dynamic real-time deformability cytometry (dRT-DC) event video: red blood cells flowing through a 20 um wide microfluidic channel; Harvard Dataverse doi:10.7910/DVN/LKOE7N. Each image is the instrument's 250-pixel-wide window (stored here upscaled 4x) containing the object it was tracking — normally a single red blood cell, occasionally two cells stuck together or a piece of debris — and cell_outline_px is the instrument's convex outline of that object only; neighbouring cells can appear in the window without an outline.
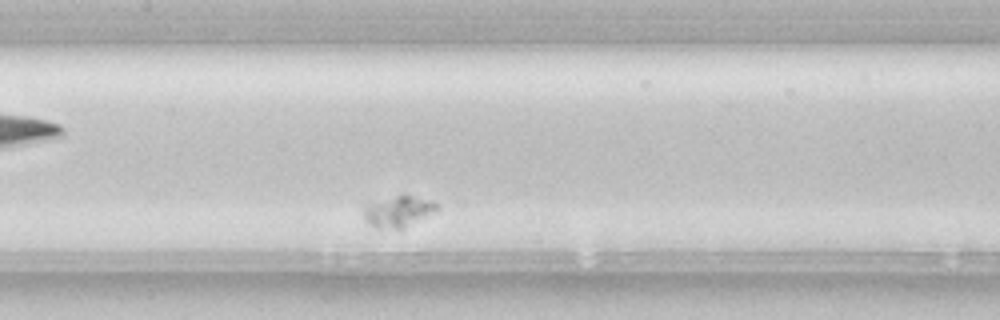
{"species": "common noctule bat (a hibernating species)", "species_latin": "Nyctalus noctula", "temperature_condition": "room temperature", "stored_images_in_passage": 32, "camera_frame_rate_fps": 3000, "um_per_image_px": 0.085, "animal": {"sex": "female", "body_mass_g": 22.7, "forearm_length_mm": 54.2}, "frame": {"image": 1, "passage_image": 12, "time_ms": 3.667, "image_size_px": [1000, 320], "cell_outline_px": [[440, 204], [436, 208], [404, 228], [376, 228], [368, 224], [364, 216], [364, 208], [368, 204], [396, 196], [412, 196], [432, 200]], "centroid_in_image_um": [33.81, 17.98], "position_along_channel_um": 173.6, "area_um2": 12.54}}
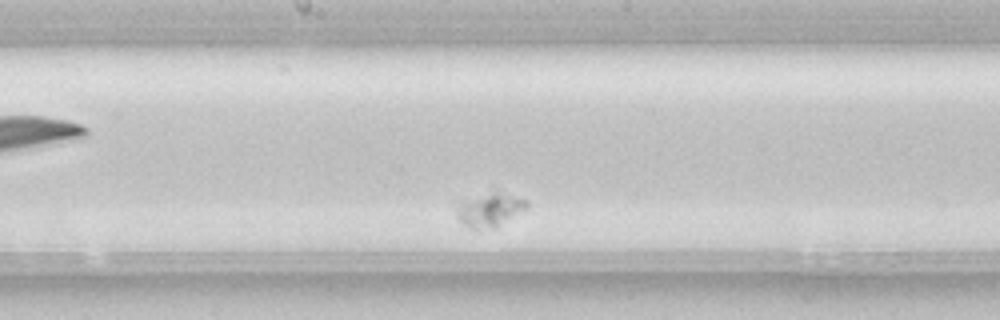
{"frame": {"image": 2, "passage_image": 15, "time_ms": 4.667, "image_size_px": [1000, 320], "cell_outline_px": [[528, 208], [496, 228], [476, 232], [460, 224], [456, 216], [456, 204], [464, 200], [496, 188], [528, 200]], "centroid_in_image_um": [41.61, 17.83], "position_along_channel_um": 206.6, "area_um2": 14.97}}
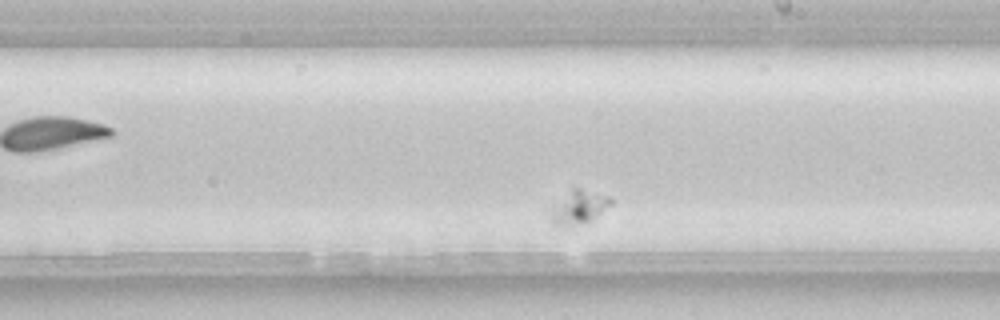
{"frame": {"image": 3, "passage_image": 18, "time_ms": 5.667, "image_size_px": [1000, 320], "cell_outline_px": [[612, 204], [588, 224], [572, 228], [556, 228], [548, 220], [548, 212], [572, 188], [580, 188], [608, 196], [612, 200]], "centroid_in_image_um": [49.14, 17.72], "position_along_channel_um": 239.9, "area_um2": 12.43}}